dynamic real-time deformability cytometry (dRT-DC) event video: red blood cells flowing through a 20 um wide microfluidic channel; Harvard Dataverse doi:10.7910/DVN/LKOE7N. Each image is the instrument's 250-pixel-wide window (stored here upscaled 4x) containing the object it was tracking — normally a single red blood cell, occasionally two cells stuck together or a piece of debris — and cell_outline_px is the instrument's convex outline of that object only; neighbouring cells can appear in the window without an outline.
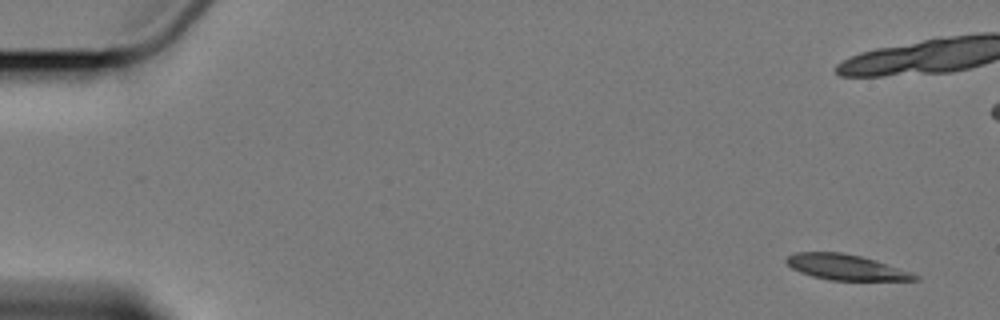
{"species": "Egyptian fruit bat (a non-hibernating species)", "species_latin": "Rousettus aegyptiacus", "temperature_condition": "cold", "stored_images_in_passage": 6, "camera_frame_rate_fps": 3000, "um_per_image_px": 0.085, "animal": {"sex": "female"}, "frame": {"image": 1, "passage_image": 1, "time_ms": 0.0, "image_size_px": [1000, 320], "cell_outline_px": [[920, 280], [828, 280], [812, 276], [800, 272], [792, 268], [784, 260], [788, 256], [796, 252], [844, 252], [860, 256], [920, 276]], "centroid_in_image_um": [71.82, 22.71], "position_along_channel_um": 13.2, "area_um2": 18.67}}